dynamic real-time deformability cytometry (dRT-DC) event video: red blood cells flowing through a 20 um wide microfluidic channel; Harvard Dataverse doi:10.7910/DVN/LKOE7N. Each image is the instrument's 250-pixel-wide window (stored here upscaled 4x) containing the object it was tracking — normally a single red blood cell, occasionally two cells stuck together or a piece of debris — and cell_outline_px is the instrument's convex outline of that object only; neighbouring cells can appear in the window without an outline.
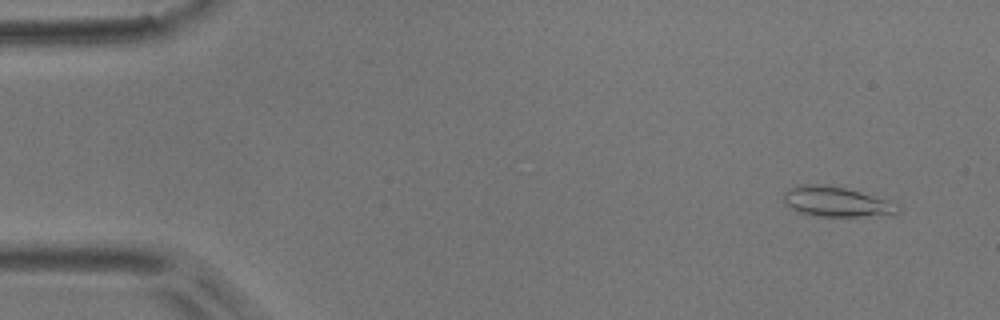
{"species": "common noctule bat (a hibernating species)", "species_latin": "Nyctalus noctula", "temperature_condition": "room temperature", "stored_images_in_passage": 4, "camera_frame_rate_fps": 3000, "um_per_image_px": 0.085, "animal": {"sex": "male", "body_mass_g": 17.9}, "frame": {"image": 1, "passage_image": 1, "time_ms": 0.0, "image_size_px": [1000, 320], "cell_outline_px": [[900, 212], [896, 216], [816, 216], [796, 212], [788, 208], [784, 204], [784, 192], [788, 188], [800, 184], [832, 184], [860, 192], [900, 204]], "centroid_in_image_um": [71.11, 17.15], "position_along_channel_um": 13.9, "area_um2": 20.63}}